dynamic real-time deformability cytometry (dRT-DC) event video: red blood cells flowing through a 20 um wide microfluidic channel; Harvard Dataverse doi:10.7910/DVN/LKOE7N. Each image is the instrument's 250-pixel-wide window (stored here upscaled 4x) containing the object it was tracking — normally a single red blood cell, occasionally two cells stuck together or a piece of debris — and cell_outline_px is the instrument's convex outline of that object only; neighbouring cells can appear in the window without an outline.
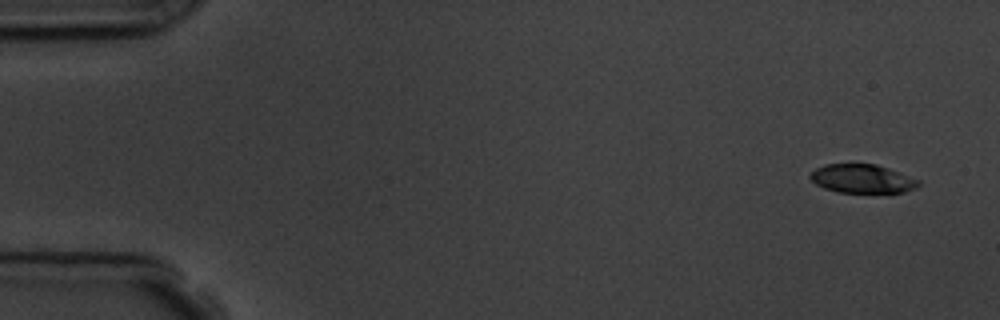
{"species": "common noctule bat (a hibernating species)", "species_latin": "Nyctalus noctula", "temperature_condition": "room temperature", "stored_images_in_passage": 4, "camera_frame_rate_fps": 3000, "um_per_image_px": 0.085, "animal": {"sex": "male", "body_mass_g": 19.5, "forearm_length_mm": 54.6}, "frame": {"image": 1, "passage_image": 1, "time_ms": 0.0, "image_size_px": [1000, 320], "cell_outline_px": [[920, 184], [916, 188], [892, 196], [836, 192], [824, 188], [816, 184], [808, 176], [816, 168], [824, 164], [876, 164], [888, 168], [920, 180]], "centroid_in_image_um": [73.35, 15.25], "position_along_channel_um": 11.7, "area_um2": 19.02}}
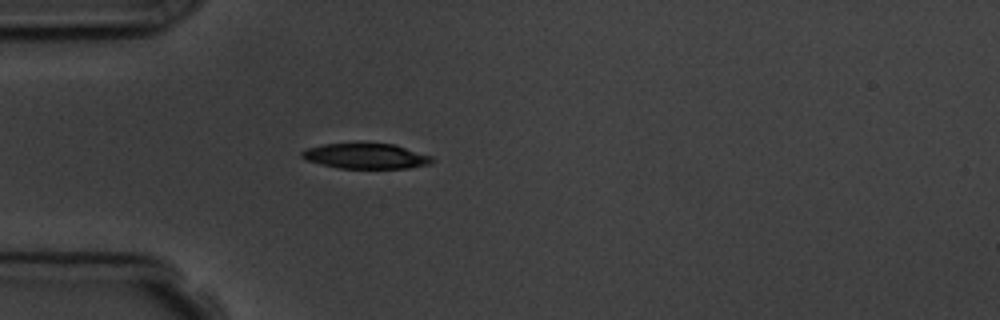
{"frame": {"image": 2, "passage_image": 4, "time_ms": 4.333, "image_size_px": [1000, 320], "cell_outline_px": [[436, 160], [428, 164], [408, 168], [340, 168], [320, 164], [304, 160], [300, 156], [300, 152], [304, 148], [324, 144], [396, 144], [432, 156]], "centroid_in_image_um": [31.07, 13.27], "position_along_channel_um": 53.9, "area_um2": 19.25}}